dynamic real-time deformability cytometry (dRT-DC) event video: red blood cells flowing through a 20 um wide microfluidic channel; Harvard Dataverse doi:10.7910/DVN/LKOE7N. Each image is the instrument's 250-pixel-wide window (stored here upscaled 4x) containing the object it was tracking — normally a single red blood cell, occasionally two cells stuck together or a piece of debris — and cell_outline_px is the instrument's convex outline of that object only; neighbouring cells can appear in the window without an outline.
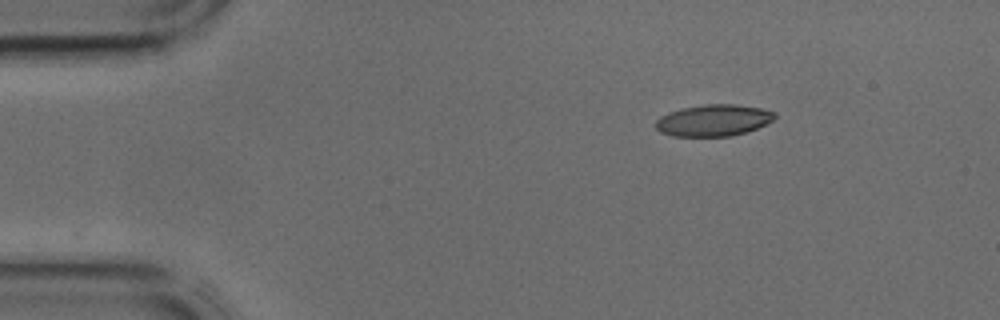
{"species": "common noctule bat (a hibernating species)", "species_latin": "Nyctalus noctula", "temperature_condition": "cold", "stored_images_in_passage": 26, "camera_frame_rate_fps": 3000, "um_per_image_px": 0.085, "animal": {"sex": "male", "body_mass_g": 17.9, "forearm_length_mm": 54.2}, "frame": {"image": 1, "passage_image": 1, "time_ms": 0.0, "image_size_px": [1000, 320], "cell_outline_px": [[776, 116], [772, 120], [756, 128], [732, 136], [672, 136], [660, 132], [656, 128], [656, 120], [660, 116], [668, 112], [680, 108], [704, 104], [732, 104], [760, 108], [776, 112]], "centroid_in_image_um": [60.6, 10.22], "position_along_channel_um": 24.4, "area_um2": 21.85}}
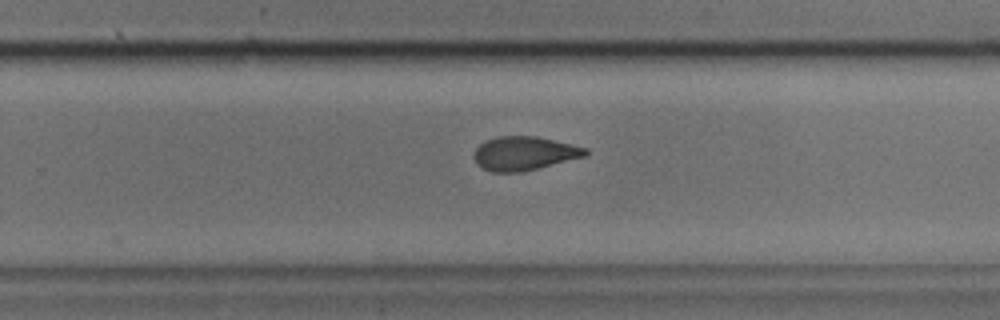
{"frame": {"image": 2, "passage_image": 22, "time_ms": 7.0, "image_size_px": [1000, 320], "cell_outline_px": [[588, 156], [524, 172], [492, 172], [480, 168], [476, 164], [472, 156], [476, 148], [484, 140], [500, 136], [536, 136], [588, 148]], "centroid_in_image_um": [44.55, 13.05], "position_along_channel_um": 285.3, "area_um2": 22.37}}
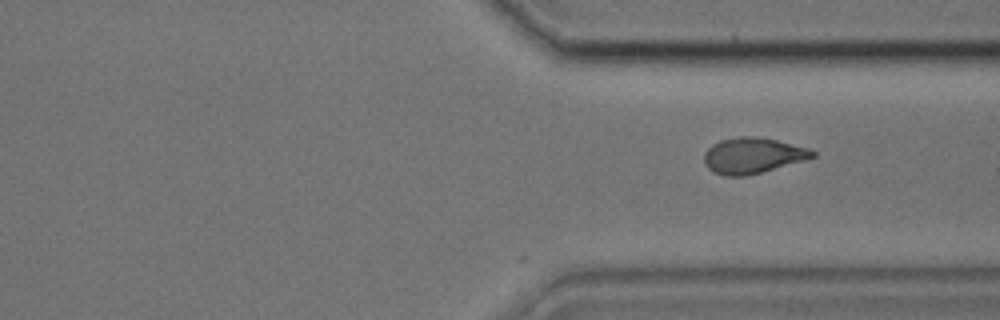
{"frame": {"image": 3, "passage_image": 26, "time_ms": 8.333, "image_size_px": [1000, 320], "cell_outline_px": [[816, 156], [804, 160], [748, 176], [724, 176], [712, 172], [704, 164], [704, 152], [712, 144], [720, 140], [736, 136], [756, 136], [776, 140], [808, 148], [816, 152]], "centroid_in_image_um": [63.94, 13.22], "position_along_channel_um": 347.5, "area_um2": 22.72}}